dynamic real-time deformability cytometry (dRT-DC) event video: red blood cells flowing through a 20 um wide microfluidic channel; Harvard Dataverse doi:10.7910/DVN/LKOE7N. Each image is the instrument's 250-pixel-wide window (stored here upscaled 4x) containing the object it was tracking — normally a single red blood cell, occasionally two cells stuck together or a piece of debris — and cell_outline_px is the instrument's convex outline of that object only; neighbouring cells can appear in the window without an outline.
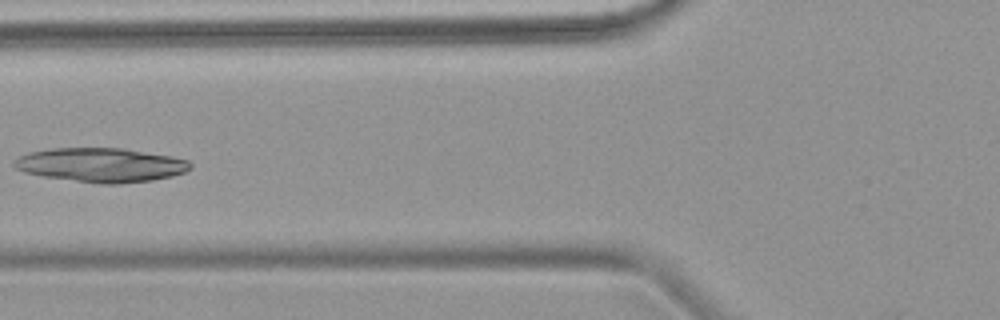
{"species": "common noctule bat (a hibernating species)", "species_latin": "Nyctalus noctula", "temperature_condition": "warm", "stored_images_in_passage": 5, "camera_frame_rate_fps": 3000, "um_per_image_px": 0.085, "animal": {"sex": "female", "body_mass_g": 18.4}, "frame": {"image": 1, "passage_image": 5, "time_ms": 4.667, "image_size_px": [1000, 320], "cell_outline_px": [[192, 168], [184, 172], [172, 176], [152, 180], [120, 184], [100, 184], [44, 176], [24, 172], [16, 168], [12, 164], [20, 156], [28, 152], [52, 148], [120, 148], [172, 156], [188, 160], [192, 164]], "centroid_in_image_um": [8.6, 14.02], "position_along_channel_um": 117.2, "area_um2": 34.97}}